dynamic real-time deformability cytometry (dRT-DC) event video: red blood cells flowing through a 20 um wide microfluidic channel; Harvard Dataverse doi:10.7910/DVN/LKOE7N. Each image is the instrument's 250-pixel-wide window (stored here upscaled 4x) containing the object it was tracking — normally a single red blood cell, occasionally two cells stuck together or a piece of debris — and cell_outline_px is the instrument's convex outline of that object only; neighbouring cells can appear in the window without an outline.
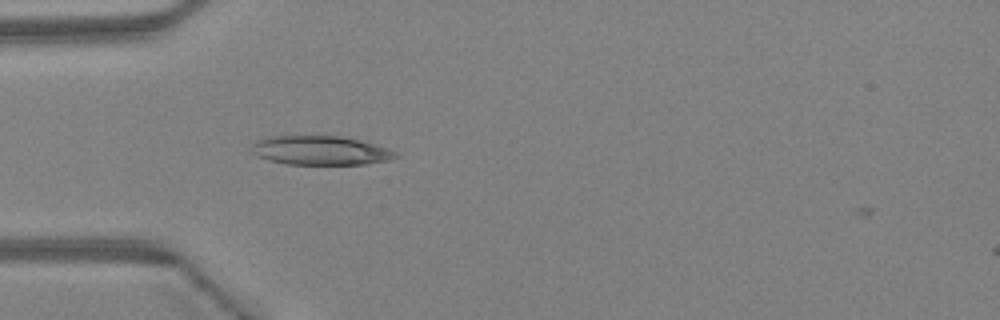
{"species": "Egyptian fruit bat (a non-hibernating species)", "species_latin": "Rousettus aegyptiacus", "temperature_condition": "warm", "stored_images_in_passage": 2, "camera_frame_rate_fps": 3000, "um_per_image_px": 0.085, "animal": {"sex": "female"}, "frame": {"image": 1, "passage_image": 1, "time_ms": 0.0, "image_size_px": [1000, 320], "cell_outline_px": [[400, 156], [388, 160], [364, 164], [284, 164], [268, 160], [256, 156], [252, 152], [252, 144], [256, 140], [272, 136], [340, 136], [372, 144], [396, 152]], "centroid_in_image_um": [27.17, 12.8], "position_along_channel_um": 57.8, "area_um2": 24.1}}